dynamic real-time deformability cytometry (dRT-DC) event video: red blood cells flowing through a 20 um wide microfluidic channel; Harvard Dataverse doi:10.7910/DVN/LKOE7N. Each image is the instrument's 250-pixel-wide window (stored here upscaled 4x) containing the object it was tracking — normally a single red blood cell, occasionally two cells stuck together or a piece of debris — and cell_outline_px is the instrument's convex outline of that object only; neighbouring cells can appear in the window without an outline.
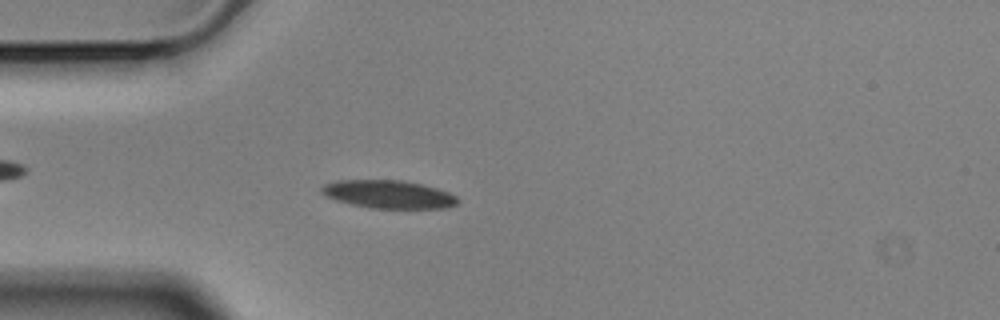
{"species": "Egyptian fruit bat (a non-hibernating species)", "species_latin": "Rousettus aegyptiacus", "temperature_condition": "cold", "stored_images_in_passage": 56, "camera_frame_rate_fps": 3000, "um_per_image_px": 0.085, "animal": {"sex": "male"}, "frame": {"image": 1, "passage_image": 15, "time_ms": 4.667, "image_size_px": [1000, 320], "cell_outline_px": [[460, 200], [456, 204], [448, 208], [368, 208], [336, 200], [324, 196], [320, 192], [320, 188], [324, 184], [336, 180], [400, 180], [420, 184], [436, 188], [448, 192], [456, 196]], "centroid_in_image_um": [32.99, 16.52], "position_along_channel_um": 52.0, "area_um2": 22.31}}
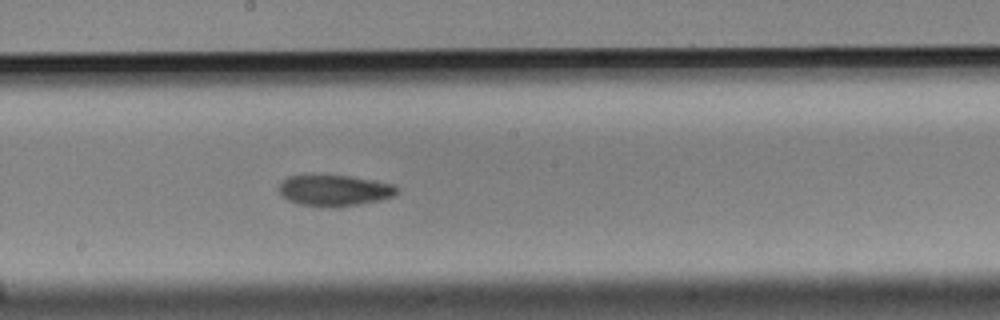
{"frame": {"image": 2, "passage_image": 30, "time_ms": 9.667, "image_size_px": [1000, 320], "cell_outline_px": [[400, 192], [392, 196], [380, 200], [340, 208], [320, 208], [300, 204], [288, 200], [280, 196], [280, 184], [288, 176], [352, 176], [392, 184], [400, 188]], "centroid_in_image_um": [28.45, 16.22], "position_along_channel_um": 219.7, "area_um2": 21.56}}
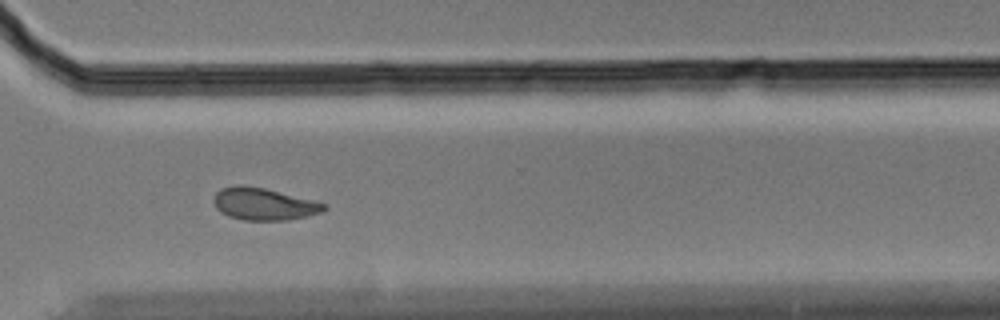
{"frame": {"image": 3, "passage_image": 41, "time_ms": 13.333, "image_size_px": [1000, 320], "cell_outline_px": [[328, 208], [324, 212], [308, 216], [288, 220], [244, 220], [228, 216], [220, 212], [216, 208], [212, 200], [216, 192], [220, 188], [236, 184], [244, 184], [264, 188], [328, 204]], "centroid_in_image_um": [22.41, 17.34], "position_along_channel_um": 348.2, "area_um2": 20.98}, "authors_computed_cell_mechanics": {"area_um2": 21.3571, "velocity_mm_per_s": 3.5042, "shape_relaxation_time_tau1_ms": 3.0858, "shape_relaxation_time_tau2_ms": 5.4932, "deformation_change_tau1": 0.1294, "deformation_change_tau2": 0.1073}}